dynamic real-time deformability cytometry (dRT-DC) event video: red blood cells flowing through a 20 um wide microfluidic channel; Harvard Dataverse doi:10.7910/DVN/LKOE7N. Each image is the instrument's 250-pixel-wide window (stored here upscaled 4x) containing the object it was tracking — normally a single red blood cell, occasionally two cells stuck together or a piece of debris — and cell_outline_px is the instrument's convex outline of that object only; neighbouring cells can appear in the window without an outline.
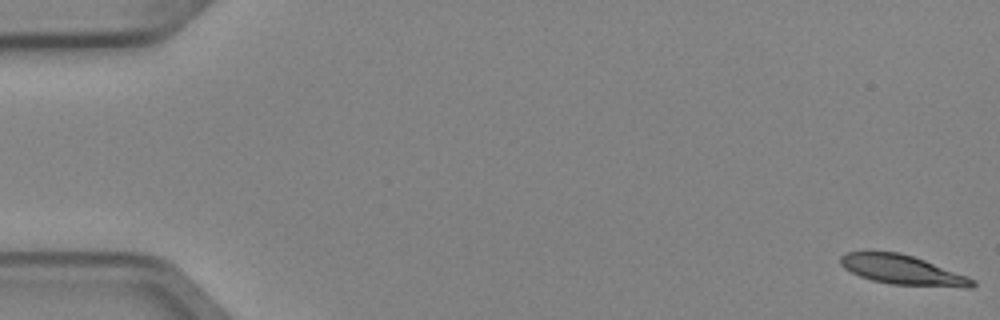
{"species": "Egyptian fruit bat (a non-hibernating species)", "species_latin": "Rousettus aegyptiacus", "temperature_condition": "cold", "stored_images_in_passage": 5, "camera_frame_rate_fps": 3000, "um_per_image_px": 0.085, "animal": {"sex": "female"}, "frame": {"image": 1, "passage_image": 1, "time_ms": 0.0, "image_size_px": [1000, 320], "cell_outline_px": [[976, 284], [972, 288], [964, 288], [892, 284], [872, 280], [860, 276], [844, 268], [840, 264], [840, 256], [844, 252], [900, 252], [924, 260], [968, 276], [976, 280]], "centroid_in_image_um": [76.75, 22.96], "position_along_channel_um": 8.3, "area_um2": 22.72}}
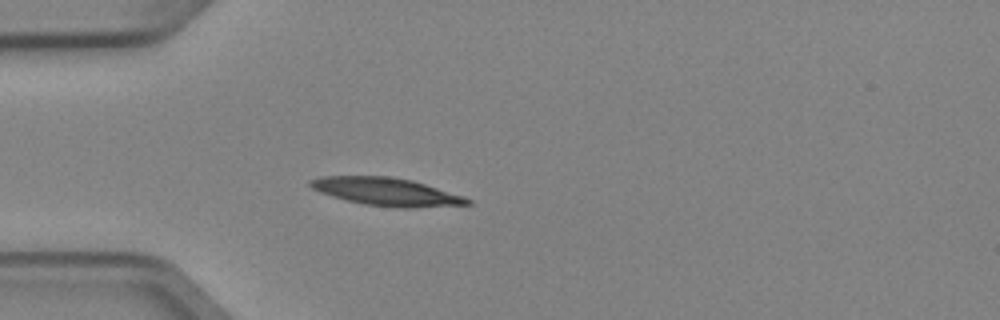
{"frame": {"image": 2, "passage_image": 5, "time_ms": 1.333, "image_size_px": [1000, 320], "cell_outline_px": [[472, 204], [412, 208], [396, 208], [364, 204], [332, 196], [320, 192], [312, 188], [308, 184], [308, 180], [320, 176], [392, 176], [412, 180], [464, 196], [472, 200]], "centroid_in_image_um": [32.85, 16.29], "position_along_channel_um": 52.2, "area_um2": 25.61}}